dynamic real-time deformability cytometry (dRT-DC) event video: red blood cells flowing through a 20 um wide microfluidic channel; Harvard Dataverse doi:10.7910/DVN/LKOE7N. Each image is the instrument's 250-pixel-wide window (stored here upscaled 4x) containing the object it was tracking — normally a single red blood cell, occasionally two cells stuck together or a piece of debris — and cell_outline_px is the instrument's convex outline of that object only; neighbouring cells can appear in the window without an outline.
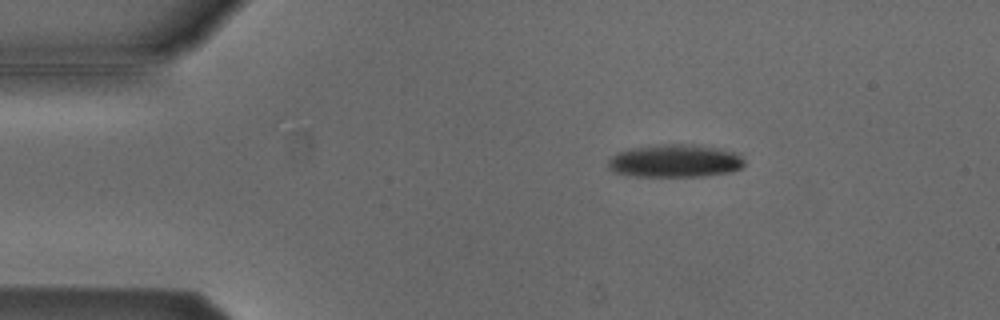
{"species": "Egyptian fruit bat (a non-hibernating species)", "species_latin": "Rousettus aegyptiacus", "temperature_condition": "cold", "stored_images_in_passage": 6, "camera_frame_rate_fps": 3000, "um_per_image_px": 0.085, "animal": {"sex": "male"}, "frame": {"image": 1, "passage_image": 3, "time_ms": 0.667, "image_size_px": [1000, 320], "cell_outline_px": [[744, 168], [732, 172], [704, 176], [636, 176], [616, 172], [608, 168], [608, 160], [616, 152], [628, 148], [668, 144], [692, 144], [716, 148], [736, 152], [744, 160]], "centroid_in_image_um": [57.39, 13.68], "position_along_channel_um": 27.6, "area_um2": 26.18}}